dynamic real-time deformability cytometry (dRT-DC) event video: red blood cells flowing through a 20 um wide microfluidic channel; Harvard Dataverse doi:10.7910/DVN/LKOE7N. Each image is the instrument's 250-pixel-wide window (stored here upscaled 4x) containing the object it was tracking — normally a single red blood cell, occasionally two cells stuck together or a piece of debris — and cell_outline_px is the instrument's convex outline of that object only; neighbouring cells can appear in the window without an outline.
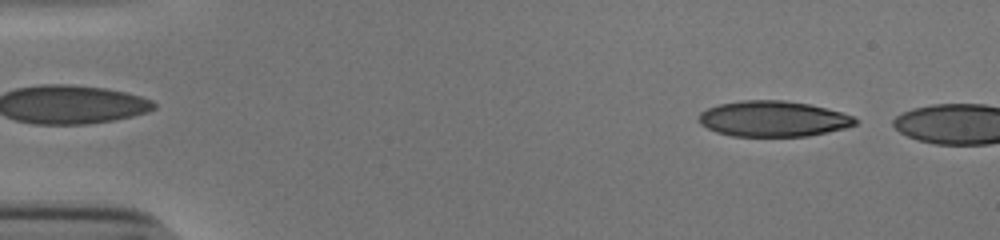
{"species": "human", "species_latin": "Homo sapiens", "temperature_condition": "cold", "stored_images_in_passage": 7, "camera_frame_rate_fps": 3000, "um_per_image_px": 0.085, "donor": {"sex": "male"}, "frame": {"image": 1, "passage_image": 3, "time_ms": 0.667, "image_size_px": [1000, 240], "cell_outline_px": [[860, 120], [856, 124], [844, 128], [808, 136], [732, 136], [716, 132], [700, 124], [696, 120], [700, 112], [708, 108], [720, 104], [740, 100], [784, 100], [808, 104], [840, 112], [852, 116]], "centroid_in_image_um": [65.68, 10.1], "position_along_channel_um": 19.3, "area_um2": 32.48}}